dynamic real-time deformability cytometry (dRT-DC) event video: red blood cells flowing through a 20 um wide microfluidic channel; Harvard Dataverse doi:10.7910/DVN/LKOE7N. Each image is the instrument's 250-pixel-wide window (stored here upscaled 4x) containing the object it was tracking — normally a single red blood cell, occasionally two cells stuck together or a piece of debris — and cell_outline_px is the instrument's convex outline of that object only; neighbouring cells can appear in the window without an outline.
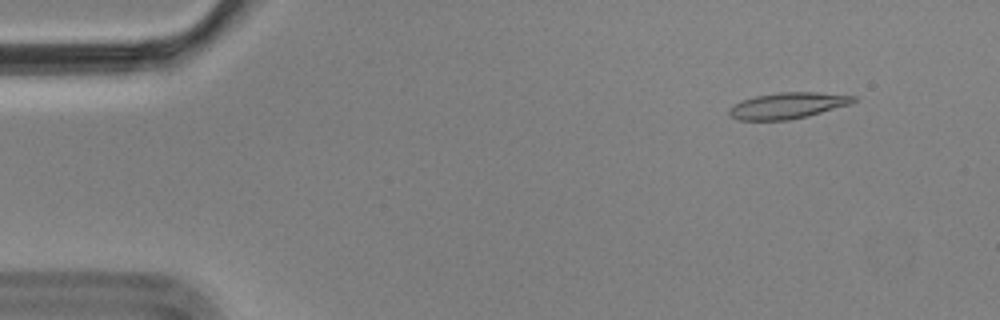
{"species": "Egyptian fruit bat (a non-hibernating species)", "species_latin": "Rousettus aegyptiacus", "temperature_condition": "cold", "stored_images_in_passage": 3, "camera_frame_rate_fps": 3000, "um_per_image_px": 0.085, "animal": {"sex": "male"}, "frame": {"image": 1, "passage_image": 1, "time_ms": 0.0, "image_size_px": [1000, 320], "cell_outline_px": [[856, 100], [852, 104], [808, 116], [788, 120], [736, 120], [728, 116], [728, 108], [740, 100], [756, 96], [776, 92], [816, 92], [856, 96]], "centroid_in_image_um": [66.92, 8.98], "position_along_channel_um": 18.1, "area_um2": 19.19}}
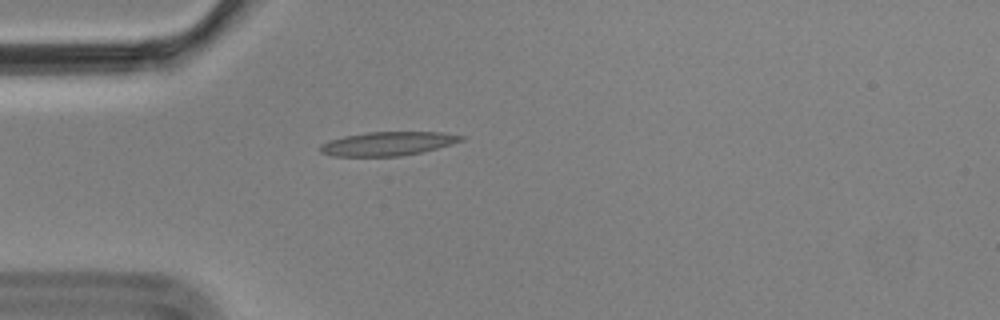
{"frame": {"image": 2, "passage_image": 3, "time_ms": 0.667, "image_size_px": [1000, 320], "cell_outline_px": [[464, 140], [452, 144], [420, 152], [400, 156], [332, 156], [320, 152], [320, 144], [328, 140], [344, 136], [368, 132], [440, 132], [464, 136]], "centroid_in_image_um": [32.92, 12.21], "position_along_channel_um": 52.1, "area_um2": 19.48}}